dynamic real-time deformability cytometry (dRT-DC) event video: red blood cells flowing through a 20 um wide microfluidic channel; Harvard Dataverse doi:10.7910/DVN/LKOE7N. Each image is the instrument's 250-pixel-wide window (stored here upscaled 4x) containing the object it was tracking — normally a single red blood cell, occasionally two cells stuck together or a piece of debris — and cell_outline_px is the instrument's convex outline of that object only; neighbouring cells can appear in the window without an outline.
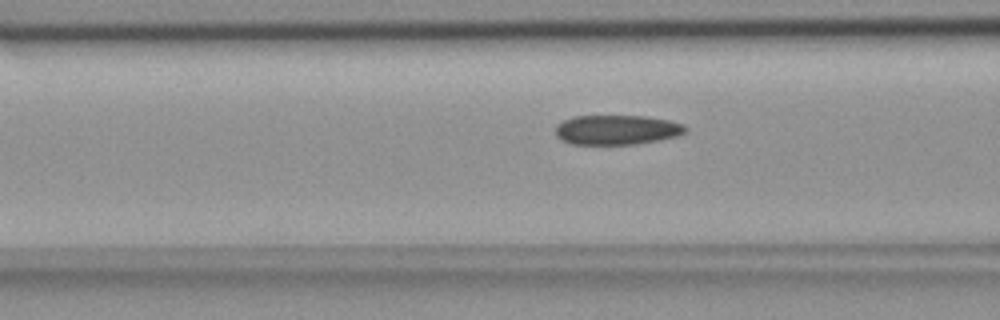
{"species": "common noctule bat (a hibernating species)", "species_latin": "Nyctalus noctula", "temperature_condition": "room temperature", "stored_images_in_passage": 54, "camera_frame_rate_fps": 3000, "um_per_image_px": 0.085, "animal": {"sex": "female", "body_mass_g": 18.4}, "frame": {"image": 1, "passage_image": 21, "time_ms": 6.667, "image_size_px": [1000, 320], "cell_outline_px": [[688, 132], [676, 136], [636, 144], [572, 144], [556, 136], [556, 124], [572, 116], [648, 116], [668, 120], [684, 124], [688, 128]], "centroid_in_image_um": [52.45, 11.02], "position_along_channel_um": 114.2, "area_um2": 22.48}}
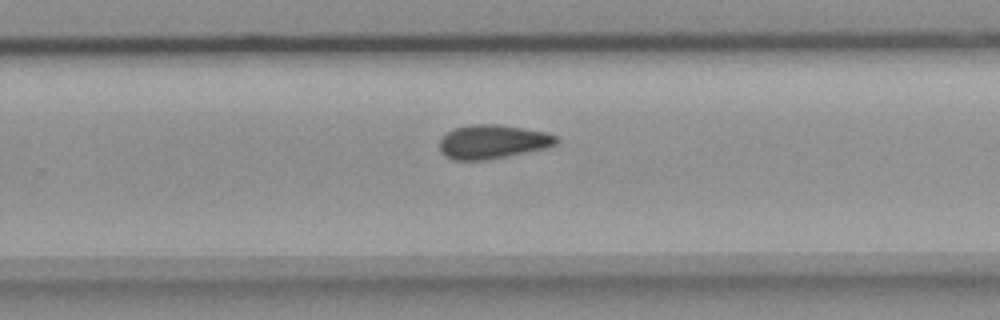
{"frame": {"image": 2, "passage_image": 35, "time_ms": 11.333, "image_size_px": [1000, 320], "cell_outline_px": [[560, 140], [556, 144], [548, 148], [492, 160], [452, 160], [444, 156], [440, 152], [440, 140], [448, 132], [456, 128], [472, 124], [496, 124], [524, 128], [548, 132], [556, 136]], "centroid_in_image_um": [41.92, 12.07], "position_along_channel_um": 287.9, "area_um2": 23.47}}
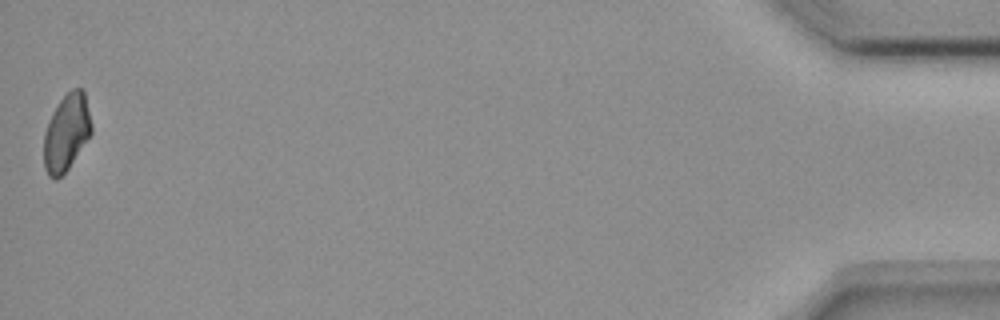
{"frame": {"image": 3, "passage_image": 54, "time_ms": 17.667, "image_size_px": [1000, 320], "cell_outline_px": [[92, 132], [68, 168], [56, 180], [48, 176], [44, 168], [44, 132], [48, 120], [52, 112], [60, 100], [72, 88], [80, 88], [84, 92], [92, 124]], "centroid_in_image_um": [5.63, 11.26], "position_along_channel_um": 429.6, "area_um2": 21.15}, "authors_computed_cell_mechanics": {"area_um2": 22.831, "velocity_mm_per_s": 3.7328, "shape_relaxation_time_tau1_ms": null, "shape_relaxation_time_tau2_ms": 10.7636, "deformation_change_tau1": null, "deformation_change_tau2": 0.1378}}